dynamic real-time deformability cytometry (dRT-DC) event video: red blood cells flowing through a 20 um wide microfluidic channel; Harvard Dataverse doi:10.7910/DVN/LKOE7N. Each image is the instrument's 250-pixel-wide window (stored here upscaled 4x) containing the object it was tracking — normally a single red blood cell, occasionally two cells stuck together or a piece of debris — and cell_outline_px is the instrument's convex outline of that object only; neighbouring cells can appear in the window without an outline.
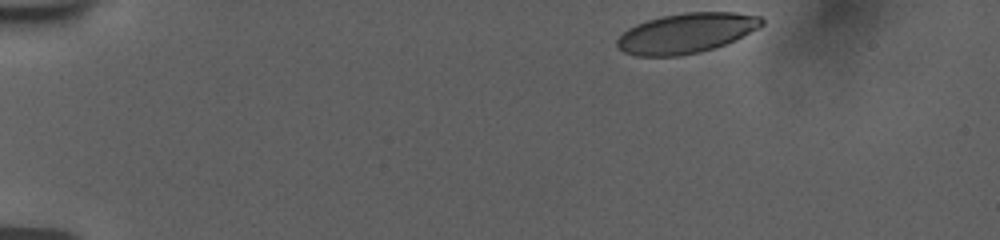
{"species": "human", "species_latin": "Homo sapiens", "temperature_condition": "room temperature", "stored_images_in_passage": 8, "camera_frame_rate_fps": 3000, "um_per_image_px": 0.085, "donor": {"sex": "female"}, "frame": {"image": 1, "passage_image": 1, "time_ms": 0.0, "image_size_px": [1000, 240], "cell_outline_px": [[764, 24], [736, 40], [700, 52], [680, 56], [636, 56], [624, 52], [616, 44], [616, 40], [628, 28], [636, 24], [648, 20], [664, 16], [684, 12], [736, 12], [760, 16], [764, 20]], "centroid_in_image_um": [58.34, 2.81], "position_along_channel_um": 26.7, "area_um2": 33.58}}